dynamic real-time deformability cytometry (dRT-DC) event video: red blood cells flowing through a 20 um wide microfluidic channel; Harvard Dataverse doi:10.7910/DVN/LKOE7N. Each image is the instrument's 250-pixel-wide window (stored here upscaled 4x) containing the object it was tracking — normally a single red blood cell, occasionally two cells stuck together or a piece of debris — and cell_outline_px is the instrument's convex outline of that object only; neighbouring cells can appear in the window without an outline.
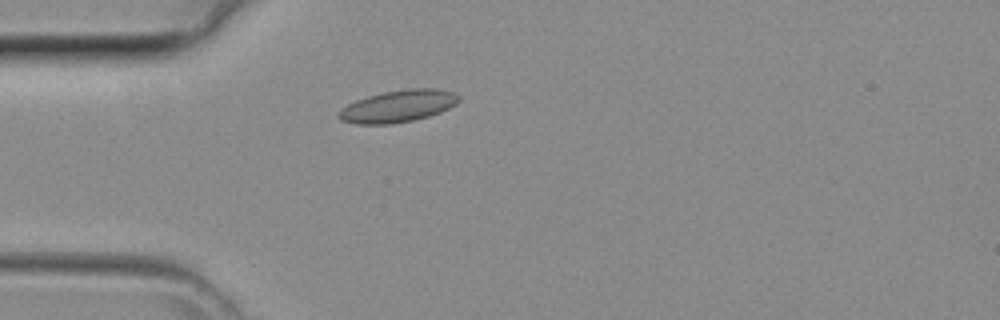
{"species": "common noctule bat (a hibernating species)", "species_latin": "Nyctalus noctula", "temperature_condition": "room temperature", "stored_images_in_passage": 34, "camera_frame_rate_fps": 3000, "um_per_image_px": 0.085, "animal": {"sex": "female", "body_mass_g": 29.2, "forearm_length_mm": 56.3}, "frame": {"image": 1, "passage_image": 3, "time_ms": 0.667, "image_size_px": [1000, 320], "cell_outline_px": [[460, 100], [456, 104], [440, 112], [428, 116], [412, 120], [392, 124], [356, 124], [340, 120], [336, 116], [348, 104], [356, 100], [368, 96], [384, 92], [408, 88], [436, 88], [452, 92], [460, 96]], "centroid_in_image_um": [33.85, 9.02], "position_along_channel_um": 51.2, "area_um2": 22.31}}
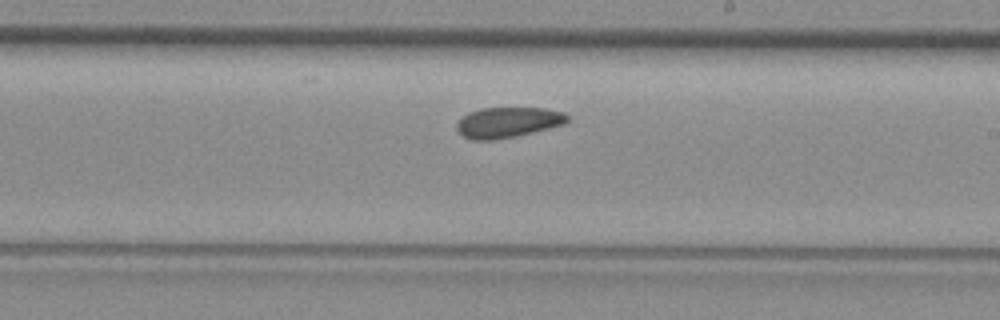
{"frame": {"image": 2, "passage_image": 16, "time_ms": 5.0, "image_size_px": [1000, 320], "cell_outline_px": [[568, 120], [564, 124], [516, 136], [492, 140], [472, 140], [464, 136], [456, 128], [456, 124], [468, 112], [480, 108], [544, 108], [564, 112], [568, 116]], "centroid_in_image_um": [43.16, 10.39], "position_along_channel_um": 245.8, "area_um2": 19.48}}
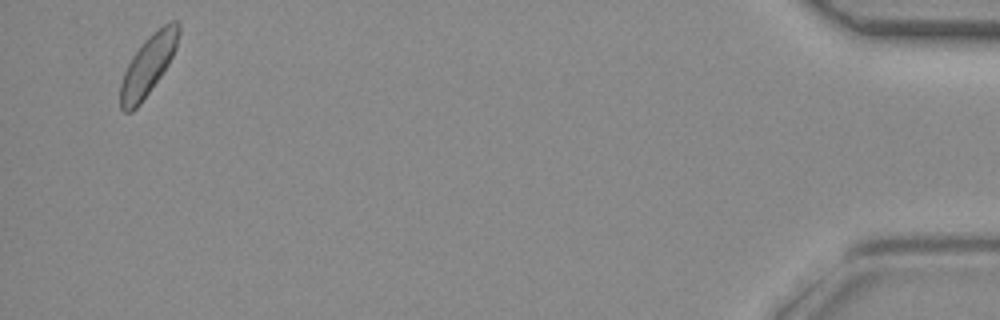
{"frame": {"image": 3, "passage_image": 33, "time_ms": 10.667, "image_size_px": [1000, 320], "cell_outline_px": [[180, 32], [176, 48], [168, 64], [160, 76], [140, 104], [132, 112], [124, 112], [120, 108], [120, 84], [124, 72], [132, 56], [144, 40], [148, 36], [168, 20], [176, 20], [180, 24]], "centroid_in_image_um": [12.59, 5.51], "position_along_channel_um": 422.6, "area_um2": 20.29}}